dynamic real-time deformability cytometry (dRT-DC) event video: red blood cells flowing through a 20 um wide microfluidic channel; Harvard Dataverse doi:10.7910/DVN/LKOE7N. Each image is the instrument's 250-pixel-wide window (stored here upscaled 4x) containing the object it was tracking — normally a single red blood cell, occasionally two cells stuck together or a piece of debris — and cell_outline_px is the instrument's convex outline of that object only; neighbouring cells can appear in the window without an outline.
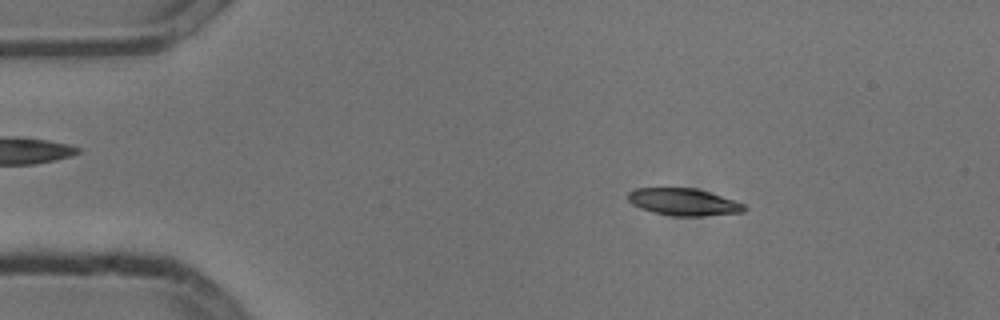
{"species": "common noctule bat (a hibernating species)", "species_latin": "Nyctalus noctula", "temperature_condition": "cold", "stored_images_in_passage": 4, "camera_frame_rate_fps": 3000, "um_per_image_px": 0.085, "animal": {"sex": "male", "body_mass_g": 13.3}, "frame": {"image": 1, "passage_image": 2, "time_ms": 0.333, "image_size_px": [1000, 320], "cell_outline_px": [[748, 208], [744, 212], [700, 216], [676, 216], [652, 212], [640, 208], [632, 204], [628, 200], [628, 192], [636, 188], [696, 188], [744, 204]], "centroid_in_image_um": [58.08, 17.17], "position_along_channel_um": 26.9, "area_um2": 18.21}}
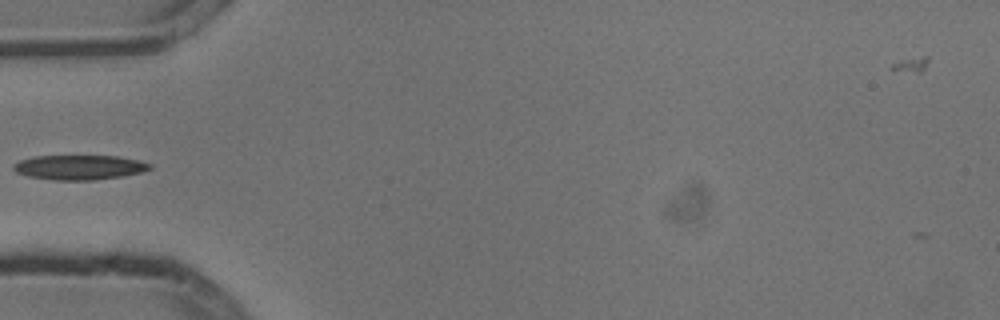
{"frame": {"image": 2, "passage_image": 4, "time_ms": 1.0, "image_size_px": [1000, 320], "cell_outline_px": [[152, 168], [140, 172], [124, 176], [92, 180], [56, 180], [28, 176], [16, 172], [12, 168], [20, 160], [36, 156], [116, 156], [140, 160], [152, 164]], "centroid_in_image_um": [6.78, 14.22], "position_along_channel_um": 78.2, "area_um2": 19.48}}